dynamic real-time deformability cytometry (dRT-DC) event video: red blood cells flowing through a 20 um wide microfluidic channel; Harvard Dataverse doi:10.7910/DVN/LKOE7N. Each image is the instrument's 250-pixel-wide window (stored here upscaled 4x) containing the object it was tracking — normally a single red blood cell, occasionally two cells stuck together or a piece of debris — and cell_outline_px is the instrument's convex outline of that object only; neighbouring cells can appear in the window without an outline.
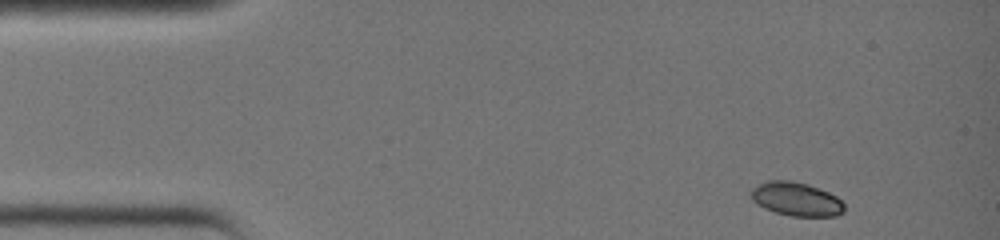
{"species": "common noctule bat (a hibernating species)", "species_latin": "Nyctalus noctula", "temperature_condition": "warm", "stored_images_in_passage": 32, "camera_frame_rate_fps": 3000, "um_per_image_px": 0.085, "animal": {"sex": "female", "body_mass_g": 19.0, "forearm_length_mm": 51.5}, "frame": {"image": 1, "passage_image": 1, "time_ms": 0.0, "image_size_px": [1000, 240], "cell_outline_px": [[844, 212], [836, 216], [792, 216], [776, 212], [764, 208], [756, 204], [752, 200], [752, 188], [768, 180], [788, 180], [808, 184], [828, 192], [836, 196], [844, 204]], "centroid_in_image_um": [67.69, 16.92], "position_along_channel_um": 17.3, "area_um2": 18.21}}
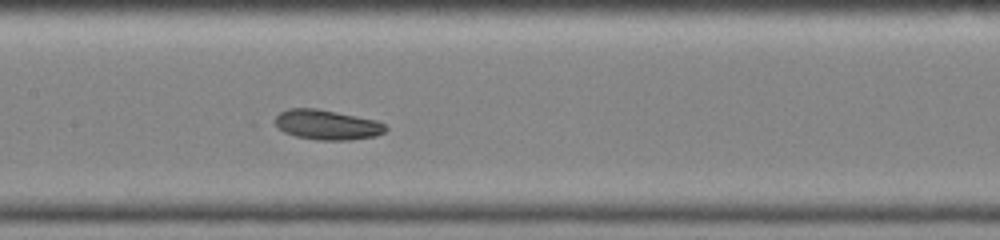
{"frame": {"image": 2, "passage_image": 16, "time_ms": 5.0, "image_size_px": [1000, 240], "cell_outline_px": [[388, 128], [384, 132], [376, 136], [348, 140], [316, 140], [296, 136], [284, 132], [272, 124], [276, 116], [280, 112], [288, 108], [316, 108], [376, 120], [384, 124]], "centroid_in_image_um": [27.75, 10.6], "position_along_channel_um": 179.6, "area_um2": 19.36}}
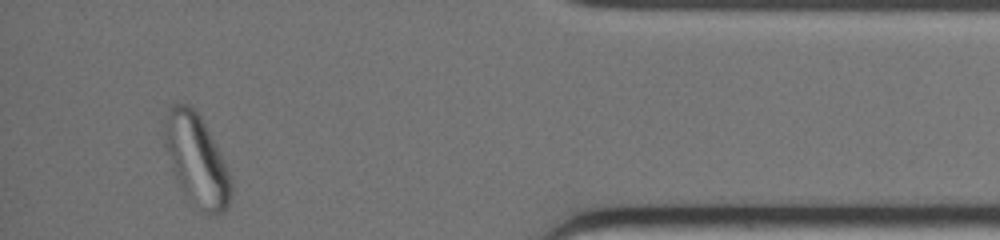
{"frame": {"image": 3, "passage_image": 32, "time_ms": 10.333, "image_size_px": [1000, 240], "cell_outline_px": [[232, 196], [224, 212], [212, 216], [204, 216], [192, 204], [184, 192], [172, 168], [164, 144], [164, 116], [168, 104], [180, 100], [188, 104], [200, 116], [216, 144], [220, 152], [228, 172], [232, 184]], "centroid_in_image_um": [16.69, 13.59], "position_along_channel_um": 418.5, "area_um2": 35.84}}